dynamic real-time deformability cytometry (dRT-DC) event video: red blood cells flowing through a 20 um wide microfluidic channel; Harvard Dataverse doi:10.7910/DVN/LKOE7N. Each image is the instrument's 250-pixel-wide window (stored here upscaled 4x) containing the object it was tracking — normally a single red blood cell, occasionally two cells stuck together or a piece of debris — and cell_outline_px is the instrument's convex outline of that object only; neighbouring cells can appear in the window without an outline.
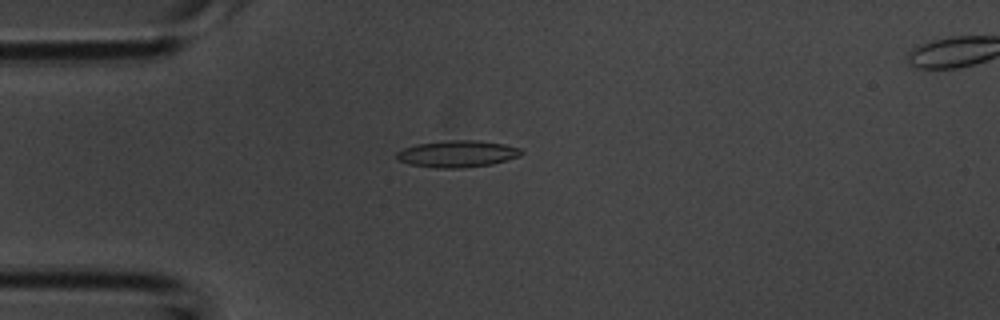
{"species": "common noctule bat (a hibernating species)", "species_latin": "Nyctalus noctula", "temperature_condition": "room temperature", "stored_images_in_passage": 43, "camera_frame_rate_fps": 3000, "um_per_image_px": 0.085, "animal": {"sex": "male", "body_mass_g": 20.1, "forearm_length_mm": 53.5}, "frame": {"image": 1, "passage_image": 11, "time_ms": 3.333, "image_size_px": [1000, 320], "cell_outline_px": [[524, 152], [520, 156], [492, 164], [460, 168], [436, 168], [408, 164], [400, 160], [396, 156], [396, 152], [404, 148], [416, 144], [448, 140], [480, 140], [504, 144], [520, 148]], "centroid_in_image_um": [38.89, 13.07], "position_along_channel_um": 46.1, "area_um2": 19.48}}
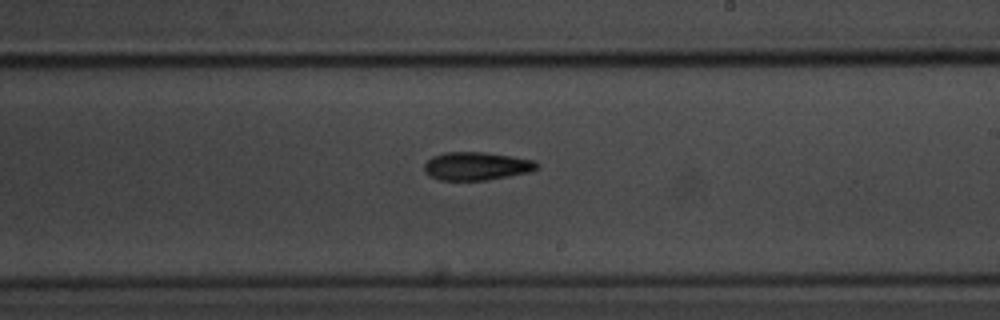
{"frame": {"image": 2, "passage_image": 25, "time_ms": 8.0, "image_size_px": [1000, 320], "cell_outline_px": [[540, 168], [532, 172], [484, 180], [440, 180], [428, 176], [424, 172], [424, 164], [432, 156], [444, 152], [484, 152], [512, 156], [536, 160], [540, 164]], "centroid_in_image_um": [40.53, 14.11], "position_along_channel_um": 248.5, "area_um2": 18.79}}
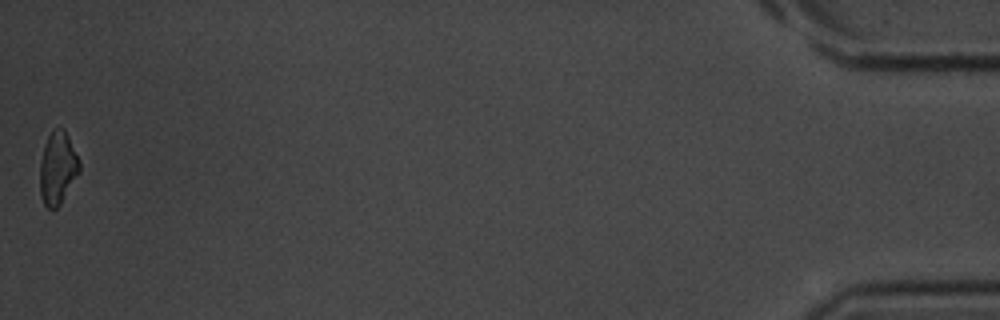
{"frame": {"image": 3, "passage_image": 43, "time_ms": 14.0, "image_size_px": [1000, 320], "cell_outline_px": [[80, 172], [60, 204], [56, 208], [48, 208], [44, 204], [40, 196], [40, 160], [44, 144], [52, 128], [64, 128], [80, 160]], "centroid_in_image_um": [4.9, 14.26], "position_along_channel_um": 430.3, "area_um2": 16.88}}